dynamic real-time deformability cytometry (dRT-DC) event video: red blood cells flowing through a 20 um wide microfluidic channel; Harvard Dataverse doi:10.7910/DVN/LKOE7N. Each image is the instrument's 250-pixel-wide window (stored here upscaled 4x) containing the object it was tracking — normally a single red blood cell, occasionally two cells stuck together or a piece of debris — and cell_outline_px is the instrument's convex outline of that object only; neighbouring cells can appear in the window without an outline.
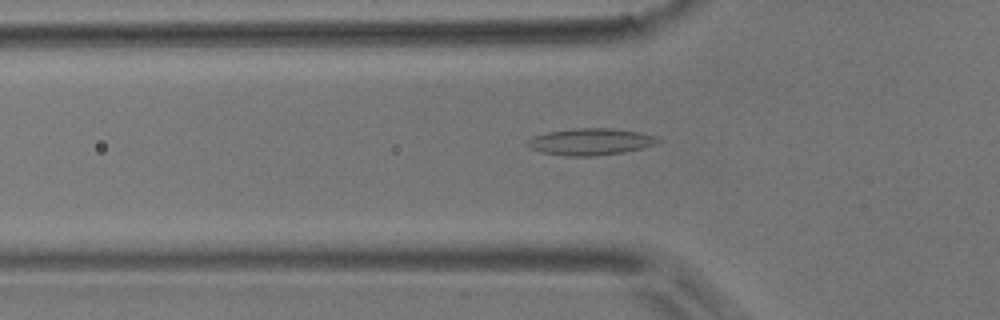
{"species": "common noctule bat (a hibernating species)", "species_latin": "Nyctalus noctula", "temperature_condition": "room temperature", "stored_images_in_passage": 42, "camera_frame_rate_fps": 3000, "um_per_image_px": 0.085, "animal": {"sex": "male", "body_mass_g": 17.9}, "frame": {"image": 1, "passage_image": 6, "time_ms": 1.667, "image_size_px": [1000, 320], "cell_outline_px": [[660, 140], [656, 144], [644, 148], [624, 152], [592, 156], [568, 156], [540, 152], [528, 148], [524, 144], [524, 140], [532, 136], [548, 132], [572, 128], [612, 128], [636, 132], [652, 136]], "centroid_in_image_um": [50.08, 12.05], "position_along_channel_um": 75.7, "area_um2": 20.46}}
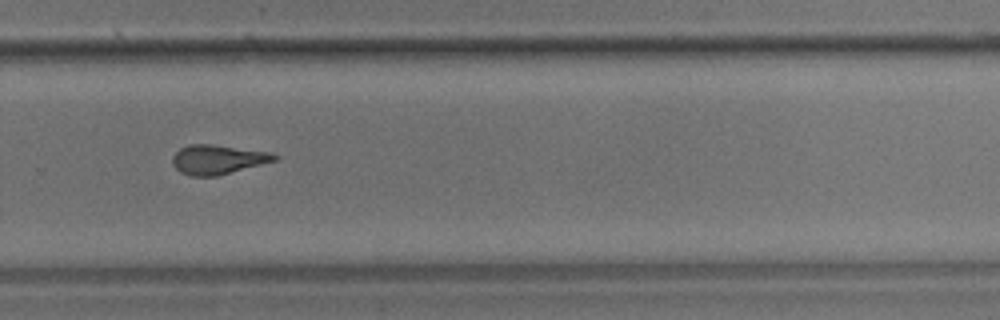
{"frame": {"image": 2, "passage_image": 25, "time_ms": 8.0, "image_size_px": [1000, 320], "cell_outline_px": [[280, 156], [276, 160], [216, 176], [192, 176], [180, 172], [172, 164], [172, 156], [180, 148], [188, 144], [208, 144], [272, 152]], "centroid_in_image_um": [18.49, 13.55], "position_along_channel_um": 311.3, "area_um2": 17.34}}
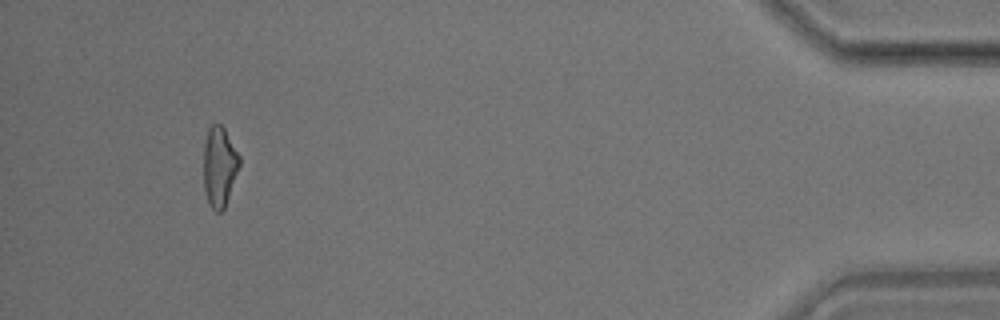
{"frame": {"image": 3, "passage_image": 39, "time_ms": 12.667, "image_size_px": [1000, 320], "cell_outline_px": [[240, 164], [224, 208], [220, 212], [216, 212], [212, 208], [204, 192], [204, 144], [208, 128], [212, 124], [220, 124], [224, 128], [240, 156]], "centroid_in_image_um": [18.64, 14.14], "position_along_channel_um": 416.6, "area_um2": 16.53}, "authors_computed_cell_mechanics": {"area_um2": 17.4556, "velocity_mm_per_s": 3.7057, "shape_relaxation_time_tau1_ms": null, "shape_relaxation_time_tau2_ms": 2.8649, "deformation_change_tau1": null, "deformation_change_tau2": 0.1358}}